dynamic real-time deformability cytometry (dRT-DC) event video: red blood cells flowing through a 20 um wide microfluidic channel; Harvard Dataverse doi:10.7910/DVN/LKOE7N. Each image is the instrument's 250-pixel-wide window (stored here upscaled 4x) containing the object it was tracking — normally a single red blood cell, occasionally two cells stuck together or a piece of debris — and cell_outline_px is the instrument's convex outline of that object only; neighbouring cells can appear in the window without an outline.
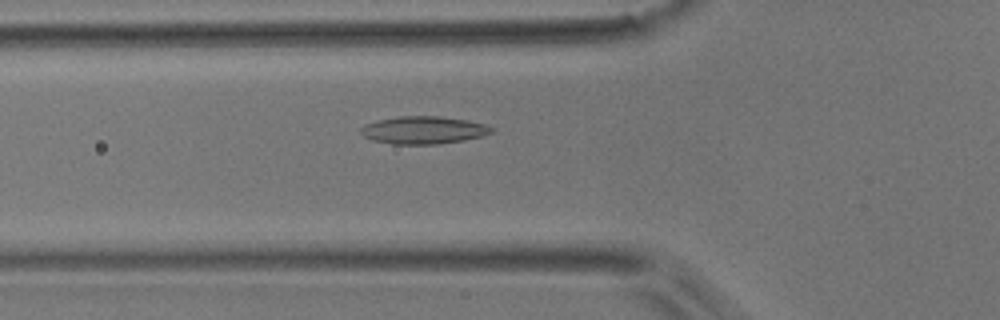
{"species": "common noctule bat (a hibernating species)", "species_latin": "Nyctalus noctula", "temperature_condition": "room temperature", "stored_images_in_passage": 48, "camera_frame_rate_fps": 3000, "um_per_image_px": 0.085, "animal": {"sex": "male", "body_mass_g": 17.9}, "frame": {"image": 1, "passage_image": 14, "time_ms": 4.333, "image_size_px": [1000, 320], "cell_outline_px": [[496, 132], [484, 136], [464, 140], [436, 144], [392, 144], [372, 140], [364, 136], [360, 132], [360, 128], [376, 120], [400, 116], [440, 116], [468, 120], [484, 124], [492, 128]], "centroid_in_image_um": [36.03, 11.06], "position_along_channel_um": 89.8, "area_um2": 21.1}}
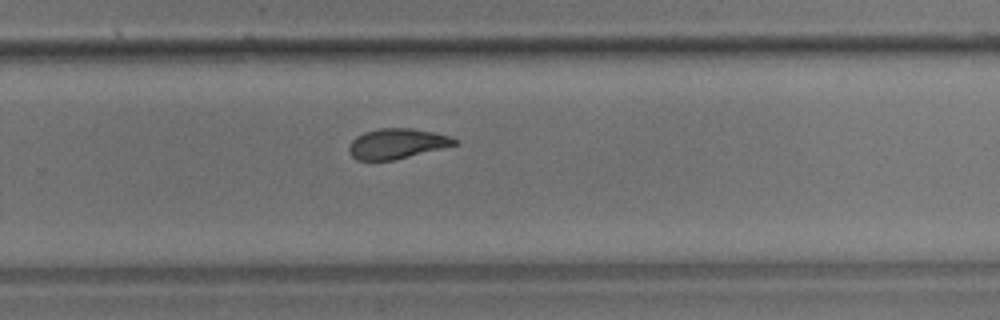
{"frame": {"image": 2, "passage_image": 30, "time_ms": 9.667, "image_size_px": [1000, 320], "cell_outline_px": [[460, 144], [392, 160], [356, 160], [348, 152], [348, 148], [352, 140], [356, 136], [364, 132], [380, 128], [408, 128], [432, 132], [452, 136]], "centroid_in_image_um": [33.73, 12.21], "position_along_channel_um": 296.1, "area_um2": 18.5}}
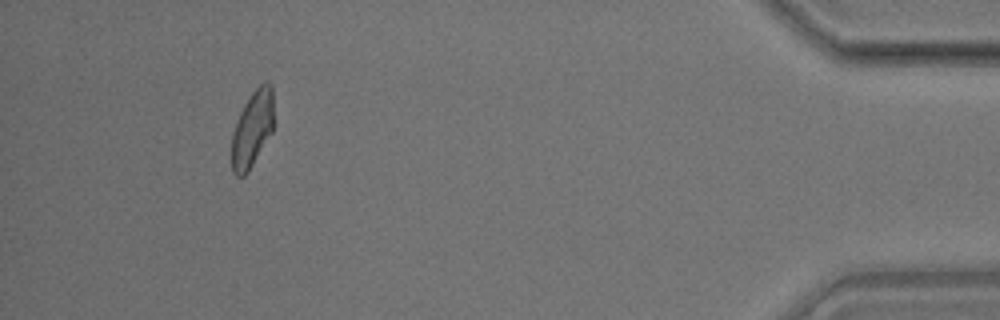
{"frame": {"image": 3, "passage_image": 44, "time_ms": 14.333, "image_size_px": [1000, 320], "cell_outline_px": [[272, 132], [248, 172], [244, 176], [236, 176], [232, 172], [232, 132], [236, 120], [244, 104], [252, 92], [264, 80], [268, 80], [272, 84]], "centroid_in_image_um": [21.43, 10.94], "position_along_channel_um": 413.8, "area_um2": 18.67}, "authors_computed_cell_mechanics": {"area_um2": 19.363, "velocity_mm_per_s": 3.8602, "shape_relaxation_time_tau1_ms": 4.6697, "shape_relaxation_time_tau2_ms": 2.5223, "deformation_change_tau1": 0.1569, "deformation_change_tau2": 0.0971}}